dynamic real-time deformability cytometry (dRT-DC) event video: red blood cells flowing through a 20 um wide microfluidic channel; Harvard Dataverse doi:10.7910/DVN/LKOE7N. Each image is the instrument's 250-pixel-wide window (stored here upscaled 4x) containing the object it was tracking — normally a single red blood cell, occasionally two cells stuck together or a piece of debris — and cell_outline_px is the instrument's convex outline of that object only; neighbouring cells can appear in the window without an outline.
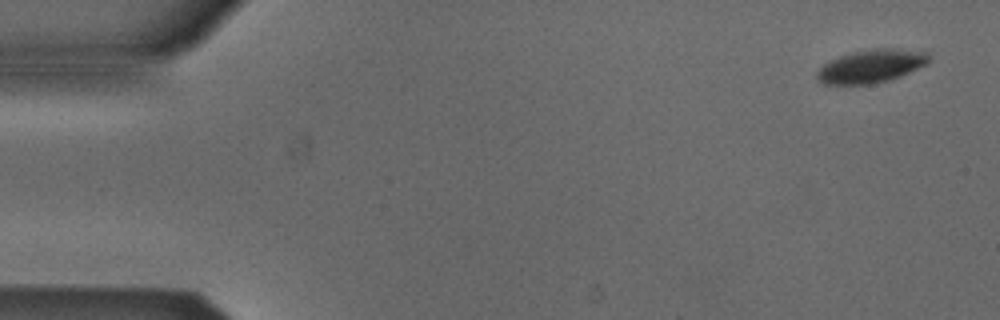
{"species": "Egyptian fruit bat (a non-hibernating species)", "species_latin": "Rousettus aegyptiacus", "temperature_condition": "cold", "stored_images_in_passage": 13, "camera_frame_rate_fps": 3000, "um_per_image_px": 0.085, "animal": {"sex": "male"}, "frame": {"image": 1, "passage_image": 1, "time_ms": 0.0, "image_size_px": [1000, 320], "cell_outline_px": [[928, 64], [900, 76], [888, 80], [872, 84], [824, 84], [816, 80], [816, 72], [824, 64], [840, 56], [852, 52], [872, 48], [896, 48], [928, 52]], "centroid_in_image_um": [74.05, 5.62], "position_along_channel_um": 11.0, "area_um2": 21.62}}